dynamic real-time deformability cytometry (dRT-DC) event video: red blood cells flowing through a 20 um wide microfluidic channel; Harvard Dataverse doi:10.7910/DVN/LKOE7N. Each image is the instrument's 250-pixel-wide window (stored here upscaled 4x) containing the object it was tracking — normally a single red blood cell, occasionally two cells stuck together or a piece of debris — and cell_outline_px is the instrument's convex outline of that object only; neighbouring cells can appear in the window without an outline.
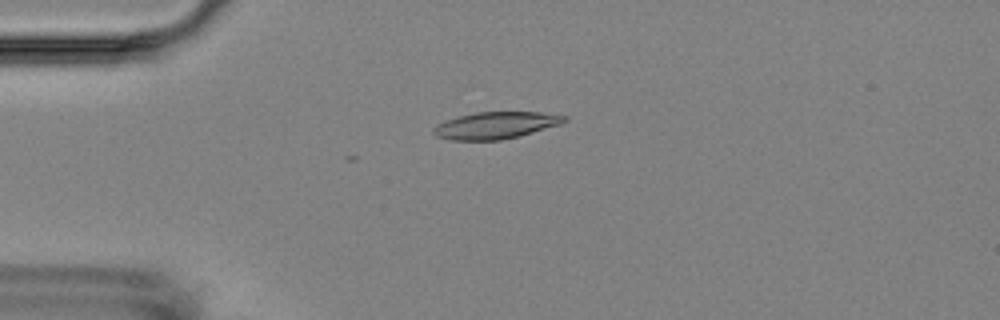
{"species": "Egyptian fruit bat (a non-hibernating species)", "species_latin": "Rousettus aegyptiacus", "temperature_condition": "room temperature", "stored_images_in_passage": 5, "camera_frame_rate_fps": 3000, "um_per_image_px": 0.085, "animal": {"sex": "female"}, "frame": {"image": 1, "passage_image": 4, "time_ms": 4.333, "image_size_px": [1000, 320], "cell_outline_px": [[568, 120], [560, 124], [520, 136], [500, 140], [452, 140], [436, 136], [432, 132], [432, 128], [436, 124], [460, 116], [476, 112], [540, 112], [568, 116]], "centroid_in_image_um": [42.14, 10.65], "position_along_channel_um": 42.9, "area_um2": 20.46}}